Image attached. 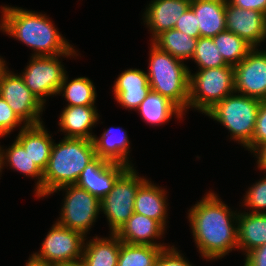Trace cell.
<instances>
[{"label":"cell","mask_w":266,"mask_h":266,"mask_svg":"<svg viewBox=\"0 0 266 266\" xmlns=\"http://www.w3.org/2000/svg\"><path fill=\"white\" fill-rule=\"evenodd\" d=\"M237 217L238 213L232 212L213 192L190 209L188 218L202 257L220 259L238 248Z\"/></svg>","instance_id":"1"},{"label":"cell","mask_w":266,"mask_h":266,"mask_svg":"<svg viewBox=\"0 0 266 266\" xmlns=\"http://www.w3.org/2000/svg\"><path fill=\"white\" fill-rule=\"evenodd\" d=\"M2 7L0 29L34 49V56H76L74 48L45 14L17 7Z\"/></svg>","instance_id":"2"},{"label":"cell","mask_w":266,"mask_h":266,"mask_svg":"<svg viewBox=\"0 0 266 266\" xmlns=\"http://www.w3.org/2000/svg\"><path fill=\"white\" fill-rule=\"evenodd\" d=\"M96 157L93 140L66 138L53 142L43 172V197L64 185L76 184L83 169Z\"/></svg>","instance_id":"3"},{"label":"cell","mask_w":266,"mask_h":266,"mask_svg":"<svg viewBox=\"0 0 266 266\" xmlns=\"http://www.w3.org/2000/svg\"><path fill=\"white\" fill-rule=\"evenodd\" d=\"M149 71L151 90L172 101L182 112L189 104V68L152 44Z\"/></svg>","instance_id":"4"},{"label":"cell","mask_w":266,"mask_h":266,"mask_svg":"<svg viewBox=\"0 0 266 266\" xmlns=\"http://www.w3.org/2000/svg\"><path fill=\"white\" fill-rule=\"evenodd\" d=\"M261 100L234 93L228 95L206 115L218 121L231 134V138L246 147L253 138Z\"/></svg>","instance_id":"5"},{"label":"cell","mask_w":266,"mask_h":266,"mask_svg":"<svg viewBox=\"0 0 266 266\" xmlns=\"http://www.w3.org/2000/svg\"><path fill=\"white\" fill-rule=\"evenodd\" d=\"M235 93L234 66L207 68L189 72V104L206 114L228 95Z\"/></svg>","instance_id":"6"},{"label":"cell","mask_w":266,"mask_h":266,"mask_svg":"<svg viewBox=\"0 0 266 266\" xmlns=\"http://www.w3.org/2000/svg\"><path fill=\"white\" fill-rule=\"evenodd\" d=\"M85 236L56 222L42 242L39 253L29 258L45 266H71L80 264Z\"/></svg>","instance_id":"7"},{"label":"cell","mask_w":266,"mask_h":266,"mask_svg":"<svg viewBox=\"0 0 266 266\" xmlns=\"http://www.w3.org/2000/svg\"><path fill=\"white\" fill-rule=\"evenodd\" d=\"M129 167L114 183L112 190L100 200V211L108 219L111 233L116 234L134 213L138 188L147 180Z\"/></svg>","instance_id":"8"},{"label":"cell","mask_w":266,"mask_h":266,"mask_svg":"<svg viewBox=\"0 0 266 266\" xmlns=\"http://www.w3.org/2000/svg\"><path fill=\"white\" fill-rule=\"evenodd\" d=\"M62 189L67 194L58 223L71 230L79 231L86 237V233L99 215L100 200L76 184L64 185L50 194Z\"/></svg>","instance_id":"9"},{"label":"cell","mask_w":266,"mask_h":266,"mask_svg":"<svg viewBox=\"0 0 266 266\" xmlns=\"http://www.w3.org/2000/svg\"><path fill=\"white\" fill-rule=\"evenodd\" d=\"M6 66L0 72V96L7 101L24 125H38L44 104L30 91L20 75ZM26 122V123H25Z\"/></svg>","instance_id":"10"},{"label":"cell","mask_w":266,"mask_h":266,"mask_svg":"<svg viewBox=\"0 0 266 266\" xmlns=\"http://www.w3.org/2000/svg\"><path fill=\"white\" fill-rule=\"evenodd\" d=\"M60 56H31L25 72L20 75L30 91L45 104L44 97L56 95L63 82L66 70Z\"/></svg>","instance_id":"11"},{"label":"cell","mask_w":266,"mask_h":266,"mask_svg":"<svg viewBox=\"0 0 266 266\" xmlns=\"http://www.w3.org/2000/svg\"><path fill=\"white\" fill-rule=\"evenodd\" d=\"M235 93L266 100V51L252 48L234 66Z\"/></svg>","instance_id":"12"},{"label":"cell","mask_w":266,"mask_h":266,"mask_svg":"<svg viewBox=\"0 0 266 266\" xmlns=\"http://www.w3.org/2000/svg\"><path fill=\"white\" fill-rule=\"evenodd\" d=\"M128 168L125 164L112 162L96 156L83 169L76 185L101 200L112 190L116 180Z\"/></svg>","instance_id":"13"},{"label":"cell","mask_w":266,"mask_h":266,"mask_svg":"<svg viewBox=\"0 0 266 266\" xmlns=\"http://www.w3.org/2000/svg\"><path fill=\"white\" fill-rule=\"evenodd\" d=\"M226 28L246 41L252 48L266 38V15L256 10H249L226 2Z\"/></svg>","instance_id":"14"},{"label":"cell","mask_w":266,"mask_h":266,"mask_svg":"<svg viewBox=\"0 0 266 266\" xmlns=\"http://www.w3.org/2000/svg\"><path fill=\"white\" fill-rule=\"evenodd\" d=\"M113 90L115 100L123 108L137 110L151 87L146 72L139 69H127L118 76Z\"/></svg>","instance_id":"15"},{"label":"cell","mask_w":266,"mask_h":266,"mask_svg":"<svg viewBox=\"0 0 266 266\" xmlns=\"http://www.w3.org/2000/svg\"><path fill=\"white\" fill-rule=\"evenodd\" d=\"M191 0H153L146 8L144 22L152 32L151 41L160 33L174 29L177 20L190 7Z\"/></svg>","instance_id":"16"},{"label":"cell","mask_w":266,"mask_h":266,"mask_svg":"<svg viewBox=\"0 0 266 266\" xmlns=\"http://www.w3.org/2000/svg\"><path fill=\"white\" fill-rule=\"evenodd\" d=\"M164 230L158 221L134 212L116 235L120 241L128 244L166 247L163 243L154 242V239L164 234Z\"/></svg>","instance_id":"17"},{"label":"cell","mask_w":266,"mask_h":266,"mask_svg":"<svg viewBox=\"0 0 266 266\" xmlns=\"http://www.w3.org/2000/svg\"><path fill=\"white\" fill-rule=\"evenodd\" d=\"M60 115L59 126L66 138L93 140L90 130L97 124L99 115L95 106H66Z\"/></svg>","instance_id":"18"},{"label":"cell","mask_w":266,"mask_h":266,"mask_svg":"<svg viewBox=\"0 0 266 266\" xmlns=\"http://www.w3.org/2000/svg\"><path fill=\"white\" fill-rule=\"evenodd\" d=\"M227 0H191L190 8L197 17L200 37L213 38L226 28Z\"/></svg>","instance_id":"19"},{"label":"cell","mask_w":266,"mask_h":266,"mask_svg":"<svg viewBox=\"0 0 266 266\" xmlns=\"http://www.w3.org/2000/svg\"><path fill=\"white\" fill-rule=\"evenodd\" d=\"M47 132L43 123L38 125H24L16 137V140L23 146L34 163L43 172L47 166L54 142L51 139V135Z\"/></svg>","instance_id":"20"},{"label":"cell","mask_w":266,"mask_h":266,"mask_svg":"<svg viewBox=\"0 0 266 266\" xmlns=\"http://www.w3.org/2000/svg\"><path fill=\"white\" fill-rule=\"evenodd\" d=\"M151 181L146 180L136 193L134 212L158 221L164 228L166 226L167 203L164 189H160Z\"/></svg>","instance_id":"21"},{"label":"cell","mask_w":266,"mask_h":266,"mask_svg":"<svg viewBox=\"0 0 266 266\" xmlns=\"http://www.w3.org/2000/svg\"><path fill=\"white\" fill-rule=\"evenodd\" d=\"M126 133L122 128L116 127L104 131L101 138L94 136L93 143L96 156L133 167L129 163V157H127L130 143Z\"/></svg>","instance_id":"22"},{"label":"cell","mask_w":266,"mask_h":266,"mask_svg":"<svg viewBox=\"0 0 266 266\" xmlns=\"http://www.w3.org/2000/svg\"><path fill=\"white\" fill-rule=\"evenodd\" d=\"M238 249L249 252L266 244V213H238Z\"/></svg>","instance_id":"23"},{"label":"cell","mask_w":266,"mask_h":266,"mask_svg":"<svg viewBox=\"0 0 266 266\" xmlns=\"http://www.w3.org/2000/svg\"><path fill=\"white\" fill-rule=\"evenodd\" d=\"M91 239L84 243L83 254L80 264L82 266H117L120 240L116 234L111 237Z\"/></svg>","instance_id":"24"},{"label":"cell","mask_w":266,"mask_h":266,"mask_svg":"<svg viewBox=\"0 0 266 266\" xmlns=\"http://www.w3.org/2000/svg\"><path fill=\"white\" fill-rule=\"evenodd\" d=\"M7 160V161H6ZM13 169L25 174L26 176L36 177V195L43 197V171L34 163L29 156L28 152L25 151L23 146L15 139L14 143L6 150L0 149V168L4 166L6 162Z\"/></svg>","instance_id":"25"},{"label":"cell","mask_w":266,"mask_h":266,"mask_svg":"<svg viewBox=\"0 0 266 266\" xmlns=\"http://www.w3.org/2000/svg\"><path fill=\"white\" fill-rule=\"evenodd\" d=\"M142 118L149 124L162 125L171 119L172 115L182 118L183 112L168 98L150 90L137 109Z\"/></svg>","instance_id":"26"},{"label":"cell","mask_w":266,"mask_h":266,"mask_svg":"<svg viewBox=\"0 0 266 266\" xmlns=\"http://www.w3.org/2000/svg\"><path fill=\"white\" fill-rule=\"evenodd\" d=\"M198 38H192L184 32L170 29L157 35L152 44L161 51L167 52L175 58L183 61L192 59Z\"/></svg>","instance_id":"27"},{"label":"cell","mask_w":266,"mask_h":266,"mask_svg":"<svg viewBox=\"0 0 266 266\" xmlns=\"http://www.w3.org/2000/svg\"><path fill=\"white\" fill-rule=\"evenodd\" d=\"M60 93L68 101L67 106H94L96 100L95 86L87 77H78L68 82L65 74L57 94Z\"/></svg>","instance_id":"28"},{"label":"cell","mask_w":266,"mask_h":266,"mask_svg":"<svg viewBox=\"0 0 266 266\" xmlns=\"http://www.w3.org/2000/svg\"><path fill=\"white\" fill-rule=\"evenodd\" d=\"M151 245L128 244L120 241L117 266H155L162 249Z\"/></svg>","instance_id":"29"},{"label":"cell","mask_w":266,"mask_h":266,"mask_svg":"<svg viewBox=\"0 0 266 266\" xmlns=\"http://www.w3.org/2000/svg\"><path fill=\"white\" fill-rule=\"evenodd\" d=\"M213 41L225 62L232 66L239 64L252 49L241 37L228 30L218 33Z\"/></svg>","instance_id":"30"},{"label":"cell","mask_w":266,"mask_h":266,"mask_svg":"<svg viewBox=\"0 0 266 266\" xmlns=\"http://www.w3.org/2000/svg\"><path fill=\"white\" fill-rule=\"evenodd\" d=\"M192 60L197 63L199 70L228 66L222 55L218 52L213 38L209 37L198 38Z\"/></svg>","instance_id":"31"},{"label":"cell","mask_w":266,"mask_h":266,"mask_svg":"<svg viewBox=\"0 0 266 266\" xmlns=\"http://www.w3.org/2000/svg\"><path fill=\"white\" fill-rule=\"evenodd\" d=\"M261 179L249 188L244 197L245 206L253 208L251 213H266V176Z\"/></svg>","instance_id":"32"},{"label":"cell","mask_w":266,"mask_h":266,"mask_svg":"<svg viewBox=\"0 0 266 266\" xmlns=\"http://www.w3.org/2000/svg\"><path fill=\"white\" fill-rule=\"evenodd\" d=\"M266 143V100L261 101L257 119L255 123L252 141L246 146L250 152L254 151L259 145Z\"/></svg>","instance_id":"33"},{"label":"cell","mask_w":266,"mask_h":266,"mask_svg":"<svg viewBox=\"0 0 266 266\" xmlns=\"http://www.w3.org/2000/svg\"><path fill=\"white\" fill-rule=\"evenodd\" d=\"M21 122L7 101L0 96V137L9 135L12 129L19 126Z\"/></svg>","instance_id":"34"},{"label":"cell","mask_w":266,"mask_h":266,"mask_svg":"<svg viewBox=\"0 0 266 266\" xmlns=\"http://www.w3.org/2000/svg\"><path fill=\"white\" fill-rule=\"evenodd\" d=\"M174 29L184 32L192 38L200 37V31L197 25V17L190 7L177 20Z\"/></svg>","instance_id":"35"},{"label":"cell","mask_w":266,"mask_h":266,"mask_svg":"<svg viewBox=\"0 0 266 266\" xmlns=\"http://www.w3.org/2000/svg\"><path fill=\"white\" fill-rule=\"evenodd\" d=\"M155 266H192L174 246L164 248L159 253Z\"/></svg>","instance_id":"36"},{"label":"cell","mask_w":266,"mask_h":266,"mask_svg":"<svg viewBox=\"0 0 266 266\" xmlns=\"http://www.w3.org/2000/svg\"><path fill=\"white\" fill-rule=\"evenodd\" d=\"M244 266H266V244L247 252Z\"/></svg>","instance_id":"37"},{"label":"cell","mask_w":266,"mask_h":266,"mask_svg":"<svg viewBox=\"0 0 266 266\" xmlns=\"http://www.w3.org/2000/svg\"><path fill=\"white\" fill-rule=\"evenodd\" d=\"M231 5L243 9H251L266 15V0H227Z\"/></svg>","instance_id":"38"},{"label":"cell","mask_w":266,"mask_h":266,"mask_svg":"<svg viewBox=\"0 0 266 266\" xmlns=\"http://www.w3.org/2000/svg\"><path fill=\"white\" fill-rule=\"evenodd\" d=\"M255 156L258 158V168L266 171V143L259 145L254 151Z\"/></svg>","instance_id":"39"},{"label":"cell","mask_w":266,"mask_h":266,"mask_svg":"<svg viewBox=\"0 0 266 266\" xmlns=\"http://www.w3.org/2000/svg\"><path fill=\"white\" fill-rule=\"evenodd\" d=\"M25 266H45V265H41V264L35 263V262H33L32 260L29 259Z\"/></svg>","instance_id":"40"},{"label":"cell","mask_w":266,"mask_h":266,"mask_svg":"<svg viewBox=\"0 0 266 266\" xmlns=\"http://www.w3.org/2000/svg\"><path fill=\"white\" fill-rule=\"evenodd\" d=\"M6 66L5 61L3 58L0 57V72Z\"/></svg>","instance_id":"41"},{"label":"cell","mask_w":266,"mask_h":266,"mask_svg":"<svg viewBox=\"0 0 266 266\" xmlns=\"http://www.w3.org/2000/svg\"><path fill=\"white\" fill-rule=\"evenodd\" d=\"M71 266H82L81 264L71 265Z\"/></svg>","instance_id":"42"}]
</instances>
